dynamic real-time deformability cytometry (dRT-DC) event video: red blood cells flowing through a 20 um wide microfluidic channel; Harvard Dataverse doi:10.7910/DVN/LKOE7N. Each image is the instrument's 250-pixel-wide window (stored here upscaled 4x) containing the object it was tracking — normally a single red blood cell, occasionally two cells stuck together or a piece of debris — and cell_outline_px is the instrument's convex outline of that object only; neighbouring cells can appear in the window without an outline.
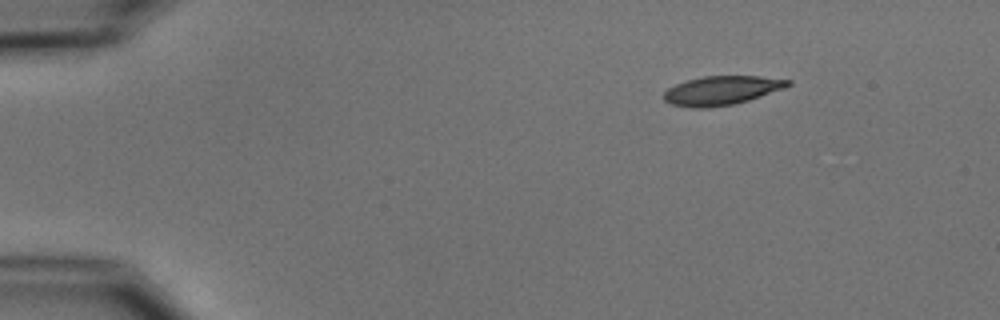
{"species": "common noctule bat (a hibernating species)", "species_latin": "Nyctalus noctula", "temperature_condition": "cold", "stored_images_in_passage": 47, "camera_frame_rate_fps": 3000, "um_per_image_px": 0.085, "animal": {"sex": "male", "body_mass_g": 15.6}, "frame": {"image": 1, "passage_image": 1, "time_ms": 0.0, "image_size_px": [1000, 320], "cell_outline_px": [[792, 84], [784, 88], [748, 100], [732, 104], [708, 108], [688, 108], [672, 104], [664, 100], [664, 92], [668, 88], [676, 84], [688, 80], [704, 76], [760, 76], [792, 80]], "centroid_in_image_um": [61.33, 7.69], "position_along_channel_um": 23.7, "area_um2": 20.87}}
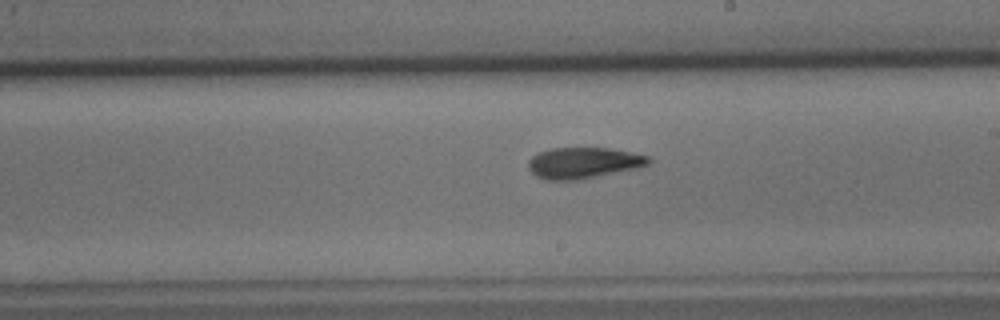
{"frame": {"image": 2, "passage_image": 25, "time_ms": 8.0, "image_size_px": [1000, 320], "cell_outline_px": [[652, 160], [648, 164], [636, 168], [576, 180], [544, 180], [536, 176], [528, 168], [528, 160], [532, 156], [540, 152], [552, 148], [608, 148], [648, 156]], "centroid_in_image_um": [49.54, 13.84], "position_along_channel_um": 239.5, "area_um2": 21.5}}
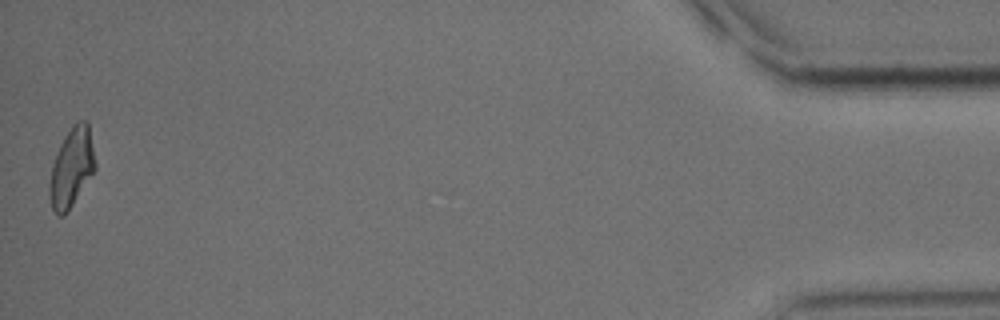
{"frame": {"image": 3, "passage_image": 47, "time_ms": 15.333, "image_size_px": [1000, 320], "cell_outline_px": [[96, 168], [64, 216], [56, 216], [52, 208], [48, 192], [48, 188], [52, 164], [56, 152], [64, 136], [72, 124], [76, 120], [88, 120], [96, 164]], "centroid_in_image_um": [6.07, 14.2], "position_along_channel_um": 429.1, "area_um2": 21.15}, "authors_computed_cell_mechanics": {"area_um2": 21.5016, "velocity_mm_per_s": 3.743, "shape_relaxation_time_tau1_ms": 4.1767, "shape_relaxation_time_tau2_ms": 5.9378, "deformation_change_tau1": 0.1761, "deformation_change_tau2": 0.1389}}